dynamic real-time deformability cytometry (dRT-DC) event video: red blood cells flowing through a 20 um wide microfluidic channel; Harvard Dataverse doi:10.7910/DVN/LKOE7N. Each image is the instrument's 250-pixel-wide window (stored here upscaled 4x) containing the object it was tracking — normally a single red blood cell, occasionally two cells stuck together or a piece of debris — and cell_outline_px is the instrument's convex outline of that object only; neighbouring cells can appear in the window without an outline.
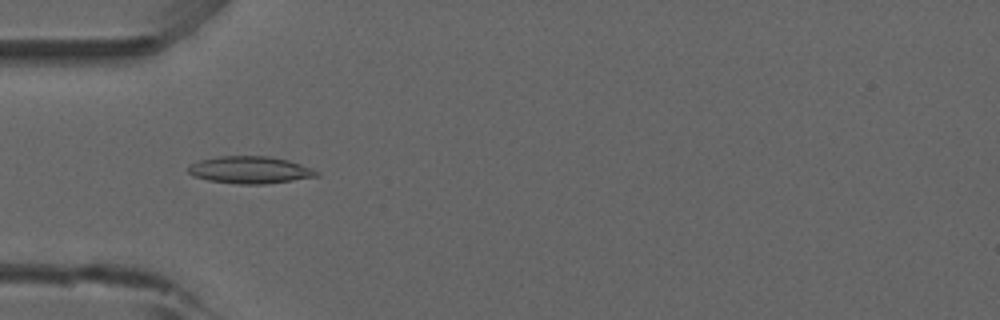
{"species": "common noctule bat (a hibernating species)", "species_latin": "Nyctalus noctula", "temperature_condition": "room temperature", "stored_images_in_passage": 51, "camera_frame_rate_fps": 3000, "um_per_image_px": 0.085, "animal": {"sex": "male", "forearm_length_mm": 52.5}, "frame": {"image": 1, "passage_image": 15, "time_ms": 4.667, "image_size_px": [1000, 320], "cell_outline_px": [[320, 176], [264, 184], [236, 184], [208, 180], [192, 176], [188, 172], [188, 164], [200, 160], [220, 156], [268, 156], [288, 160], [312, 168], [320, 172]], "centroid_in_image_um": [21.24, 14.44], "position_along_channel_um": 63.8, "area_um2": 20.4}}
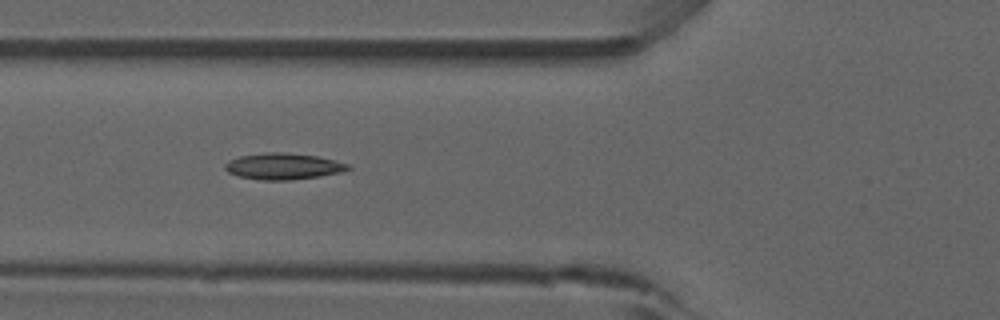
{"frame": {"image": 2, "passage_image": 18, "time_ms": 5.667, "image_size_px": [1000, 320], "cell_outline_px": [[352, 168], [340, 172], [320, 176], [292, 180], [260, 180], [240, 176], [228, 172], [224, 168], [224, 164], [228, 160], [240, 156], [264, 152], [284, 152], [316, 156], [348, 164]], "centroid_in_image_um": [24.04, 14.13], "position_along_channel_um": 101.8, "area_um2": 18.79}}
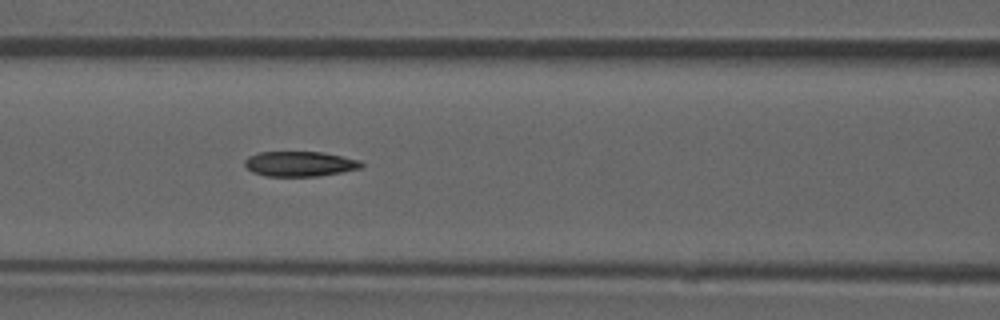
{"frame": {"image": 3, "passage_image": 21, "time_ms": 6.667, "image_size_px": [1000, 320], "cell_outline_px": [[364, 168], [320, 176], [268, 176], [252, 172], [244, 164], [244, 160], [248, 156], [260, 152], [324, 152], [360, 160], [364, 164]], "centroid_in_image_um": [25.52, 13.93], "position_along_channel_um": 141.1, "area_um2": 17.17}, "authors_computed_cell_mechanics": {"area_um2": 17.629, "velocity_mm_per_s": 3.896, "shape_relaxation_time_tau1_ms": 8.6027, "shape_relaxation_time_tau2_ms": 7.2318, "deformation_change_tau1": 0.193, "deformation_change_tau2": 0.1689}}